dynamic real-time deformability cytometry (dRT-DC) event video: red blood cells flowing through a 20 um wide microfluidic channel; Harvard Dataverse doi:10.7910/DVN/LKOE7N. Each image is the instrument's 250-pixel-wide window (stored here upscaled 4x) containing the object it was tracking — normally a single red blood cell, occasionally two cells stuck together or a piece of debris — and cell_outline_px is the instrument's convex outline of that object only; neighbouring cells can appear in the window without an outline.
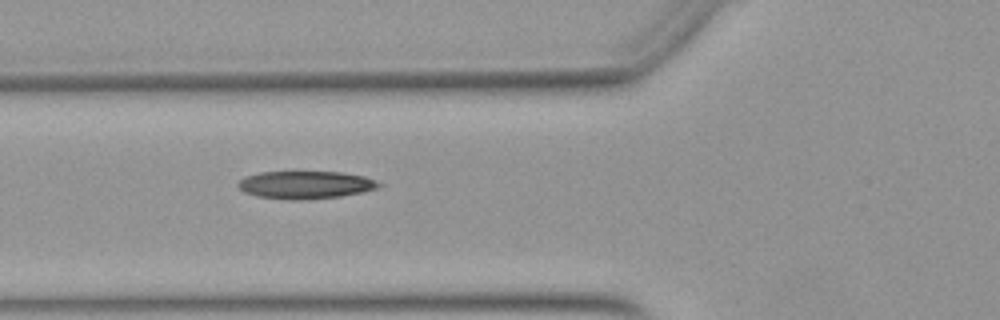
{"species": "Egyptian fruit bat (a non-hibernating species)", "species_latin": "Rousettus aegyptiacus", "temperature_condition": "warm", "stored_images_in_passage": 37, "camera_frame_rate_fps": 3000, "um_per_image_px": 0.085, "animal": {"sex": "female"}, "frame": {"image": 1, "passage_image": 4, "time_ms": 1.0, "image_size_px": [1000, 320], "cell_outline_px": [[384, 184], [380, 188], [364, 192], [340, 196], [304, 200], [288, 200], [256, 196], [244, 192], [236, 184], [244, 176], [260, 172], [296, 168], [340, 172], [364, 176], [376, 180]], "centroid_in_image_um": [25.96, 15.66], "position_along_channel_um": 99.8, "area_um2": 24.16}}
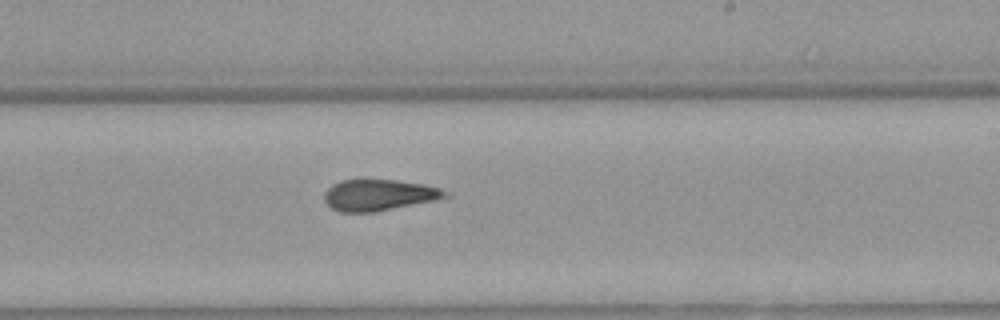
{"frame": {"image": 2, "passage_image": 16, "time_ms": 5.0, "image_size_px": [1000, 320], "cell_outline_px": [[452, 196], [436, 200], [376, 212], [340, 212], [332, 208], [324, 200], [324, 192], [332, 184], [340, 180], [396, 180], [424, 184], [440, 188], [452, 192]], "centroid_in_image_um": [32.26, 16.58], "position_along_channel_um": 256.7, "area_um2": 22.25}}
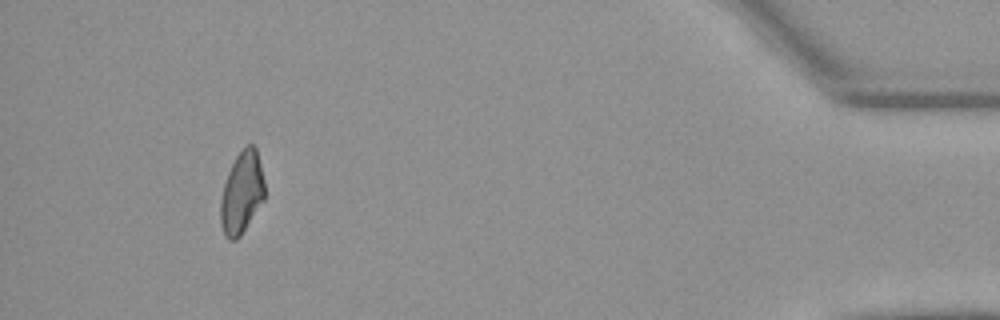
{"frame": {"image": 3, "passage_image": 33, "time_ms": 10.667, "image_size_px": [1000, 320], "cell_outline_px": [[264, 200], [240, 236], [236, 240], [228, 240], [224, 236], [220, 220], [220, 200], [224, 184], [228, 172], [236, 156], [244, 144], [252, 144], [256, 148], [264, 180]], "centroid_in_image_um": [20.54, 16.38], "position_along_channel_um": 414.7, "area_um2": 21.15}, "authors_computed_cell_mechanics": {"area_um2": 22.3108, "velocity_mm_per_s": 3.9321, "shape_relaxation_time_tau1_ms": null, "shape_relaxation_time_tau2_ms": 2.8847, "deformation_change_tau1": null, "deformation_change_tau2": 0.1227}}